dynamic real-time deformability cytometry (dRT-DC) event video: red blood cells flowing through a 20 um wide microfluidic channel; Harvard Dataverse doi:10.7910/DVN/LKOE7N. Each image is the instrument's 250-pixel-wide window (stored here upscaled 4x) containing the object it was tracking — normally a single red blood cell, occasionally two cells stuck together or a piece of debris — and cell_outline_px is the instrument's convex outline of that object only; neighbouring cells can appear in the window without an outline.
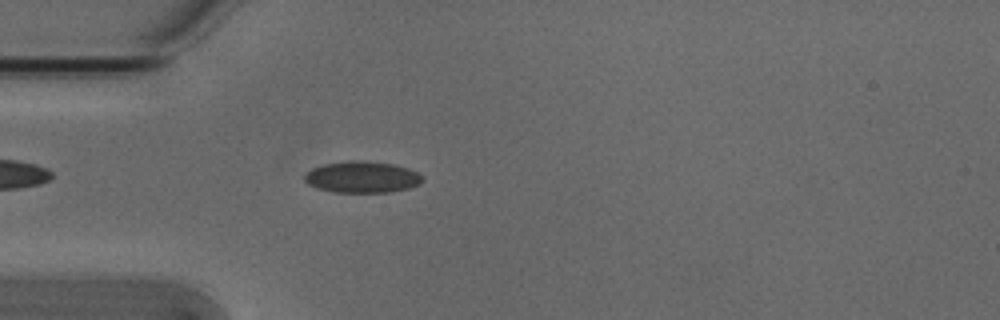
{"species": "Egyptian fruit bat (a non-hibernating species)", "species_latin": "Rousettus aegyptiacus", "temperature_condition": "cold", "stored_images_in_passage": 45, "camera_frame_rate_fps": 3000, "um_per_image_px": 0.085, "animal": {"sex": "male"}, "frame": {"image": 1, "passage_image": 6, "time_ms": 1.667, "image_size_px": [1000, 320], "cell_outline_px": [[424, 180], [420, 184], [408, 188], [388, 192], [336, 192], [316, 188], [308, 184], [304, 180], [304, 176], [312, 168], [324, 164], [348, 160], [360, 160], [392, 164], [408, 168], [416, 172]], "centroid_in_image_um": [30.76, 15.05], "position_along_channel_um": 54.2, "area_um2": 21.5}}
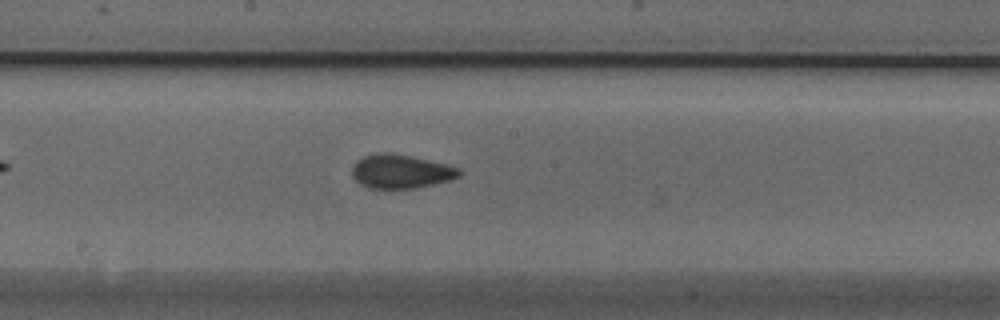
{"frame": {"image": 2, "passage_image": 19, "time_ms": 6.0, "image_size_px": [1000, 320], "cell_outline_px": [[460, 176], [448, 180], [416, 188], [368, 188], [360, 184], [352, 176], [352, 168], [356, 160], [364, 156], [380, 152], [392, 152], [412, 156], [460, 168]], "centroid_in_image_um": [34.02, 14.56], "position_along_channel_um": 214.2, "area_um2": 21.04}}
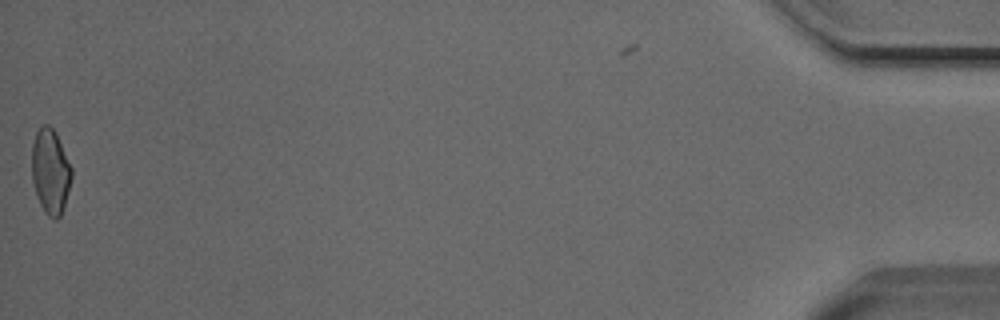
{"frame": {"image": 3, "passage_image": 44, "time_ms": 14.333, "image_size_px": [1000, 320], "cell_outline_px": [[72, 176], [64, 204], [60, 216], [56, 220], [48, 216], [44, 212], [36, 196], [32, 180], [32, 144], [36, 132], [44, 124], [48, 124], [56, 132], [72, 168]], "centroid_in_image_um": [4.27, 14.56], "position_along_channel_um": 430.9, "area_um2": 19.65}, "authors_computed_cell_mechanics": {"area_um2": 20.4034, "velocity_mm_per_s": 3.8413, "shape_relaxation_time_tau1_ms": 9.3784, "shape_relaxation_time_tau2_ms": 1.085, "deformation_change_tau1": 0.1562, "deformation_change_tau2": 0.0478}}